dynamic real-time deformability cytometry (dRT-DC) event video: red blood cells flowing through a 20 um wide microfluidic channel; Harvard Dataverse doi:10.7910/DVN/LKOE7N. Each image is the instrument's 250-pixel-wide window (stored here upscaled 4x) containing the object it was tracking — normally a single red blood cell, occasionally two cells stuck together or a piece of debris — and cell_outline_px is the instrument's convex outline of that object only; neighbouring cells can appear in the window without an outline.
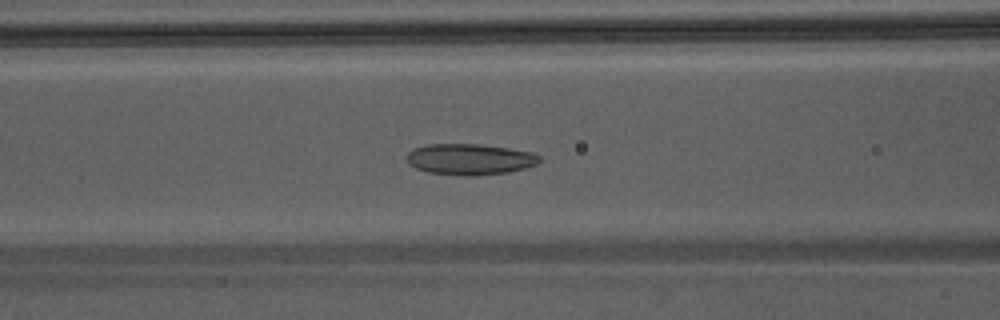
{"species": "Egyptian fruit bat (a non-hibernating species)", "species_latin": "Rousettus aegyptiacus", "temperature_condition": "warm", "stored_images_in_passage": 50, "camera_frame_rate_fps": 3000, "um_per_image_px": 0.085, "animal": {"sex": "male"}, "frame": {"image": 1, "passage_image": 22, "time_ms": 7.0, "image_size_px": [1000, 320], "cell_outline_px": [[544, 160], [536, 164], [524, 168], [508, 172], [476, 176], [464, 176], [428, 172], [416, 168], [408, 164], [404, 156], [412, 148], [428, 144], [480, 144], [508, 148], [528, 152], [540, 156]], "centroid_in_image_um": [39.88, 13.54], "position_along_channel_um": 126.7, "area_um2": 24.22}}
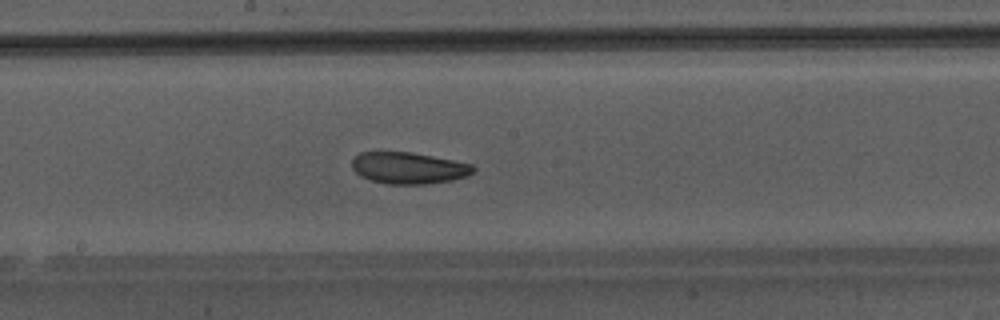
{"frame": {"image": 2, "passage_image": 28, "time_ms": 9.0, "image_size_px": [1000, 320], "cell_outline_px": [[476, 168], [468, 176], [452, 180], [428, 184], [388, 184], [372, 180], [360, 176], [352, 168], [352, 160], [360, 152], [412, 152], [472, 164]], "centroid_in_image_um": [34.74, 14.28], "position_along_channel_um": 213.5, "area_um2": 22.25}}
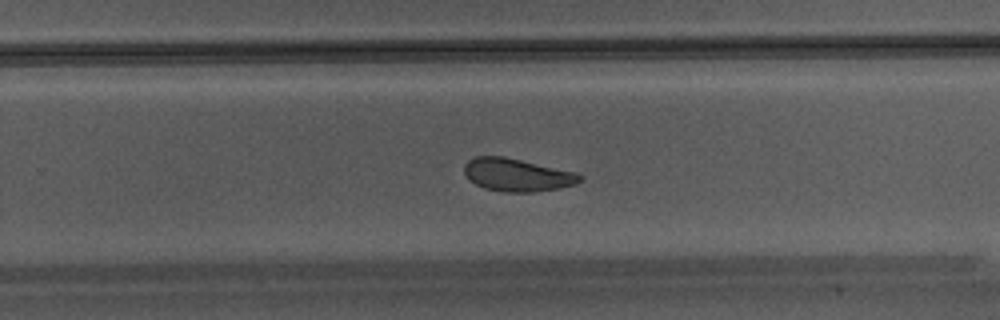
{"frame": {"image": 3, "passage_image": 33, "time_ms": 10.667, "image_size_px": [1000, 320], "cell_outline_px": [[584, 176], [576, 184], [560, 188], [532, 192], [504, 192], [484, 188], [468, 180], [464, 172], [464, 164], [468, 160], [476, 156], [504, 156], [576, 172]], "centroid_in_image_um": [43.94, 14.86], "position_along_channel_um": 285.9, "area_um2": 22.25}}